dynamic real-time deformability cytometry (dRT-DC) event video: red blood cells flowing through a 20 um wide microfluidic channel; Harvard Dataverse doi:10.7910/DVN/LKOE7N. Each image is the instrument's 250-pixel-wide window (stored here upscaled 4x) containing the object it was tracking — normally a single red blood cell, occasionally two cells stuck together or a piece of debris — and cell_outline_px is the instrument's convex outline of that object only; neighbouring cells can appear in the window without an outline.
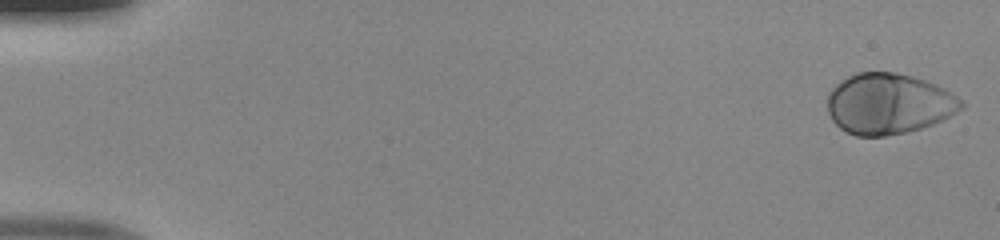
{"species": "human", "species_latin": "Homo sapiens", "temperature_condition": "room temperature", "stored_images_in_passage": 49, "camera_frame_rate_fps": 3000, "um_per_image_px": 0.085, "donor": {"sex": "male"}, "frame": {"image": 1, "passage_image": 1, "time_ms": 0.0, "image_size_px": [1000, 240], "cell_outline_px": [[964, 108], [932, 124], [920, 128], [904, 132], [884, 136], [856, 136], [840, 128], [832, 120], [828, 112], [828, 92], [836, 84], [848, 76], [856, 72], [896, 72], [912, 76], [936, 84], [944, 88], [956, 96], [964, 104]], "centroid_in_image_um": [75.51, 8.81], "position_along_channel_um": 9.5, "area_um2": 47.16}}
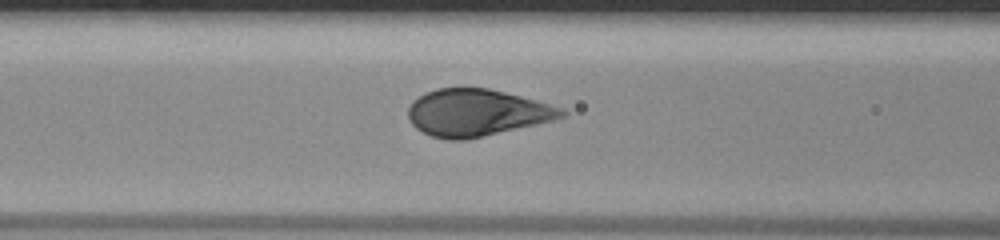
{"frame": {"image": 2, "passage_image": 21, "time_ms": 6.667, "image_size_px": [1000, 240], "cell_outline_px": [[568, 116], [556, 120], [464, 140], [448, 140], [432, 136], [416, 128], [408, 120], [408, 108], [412, 100], [424, 92], [436, 88], [488, 88], [536, 100], [564, 108], [568, 112]], "centroid_in_image_um": [40.53, 9.57], "position_along_channel_um": 126.1, "area_um2": 42.19}}
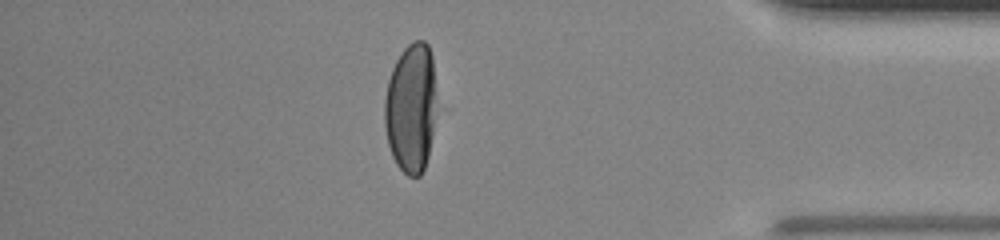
{"frame": {"image": 3, "passage_image": 43, "time_ms": 14.0, "image_size_px": [1000, 240], "cell_outline_px": [[432, 136], [428, 156], [424, 168], [420, 176], [408, 176], [396, 164], [392, 156], [388, 144], [384, 124], [384, 100], [388, 80], [392, 68], [396, 60], [404, 48], [412, 40], [424, 40], [428, 44], [432, 56]], "centroid_in_image_um": [34.86, 9.18], "position_along_channel_um": 400.3, "area_um2": 38.32}}